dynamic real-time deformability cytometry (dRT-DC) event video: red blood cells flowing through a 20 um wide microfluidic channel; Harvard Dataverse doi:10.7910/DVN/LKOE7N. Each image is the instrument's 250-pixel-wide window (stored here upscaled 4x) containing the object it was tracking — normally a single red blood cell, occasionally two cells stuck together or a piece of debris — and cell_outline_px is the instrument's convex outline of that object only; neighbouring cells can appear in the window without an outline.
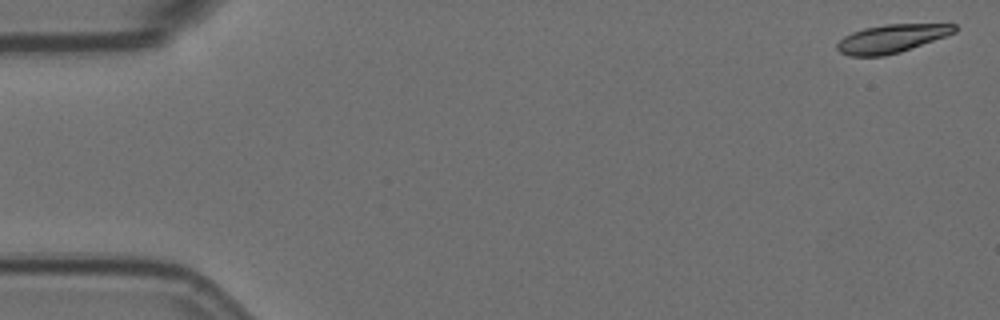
{"species": "Egyptian fruit bat (a non-hibernating species)", "species_latin": "Rousettus aegyptiacus", "temperature_condition": "room temperature", "stored_images_in_passage": 15, "camera_frame_rate_fps": 3000, "um_per_image_px": 0.085, "animal": {"sex": "female"}, "frame": {"image": 1, "passage_image": 1, "time_ms": 0.0, "image_size_px": [1000, 320], "cell_outline_px": [[956, 32], [900, 52], [884, 56], [848, 56], [840, 52], [836, 48], [836, 44], [844, 36], [852, 32], [864, 28], [884, 24], [956, 24]], "centroid_in_image_um": [75.74, 3.28], "position_along_channel_um": 9.3, "area_um2": 19.25}}
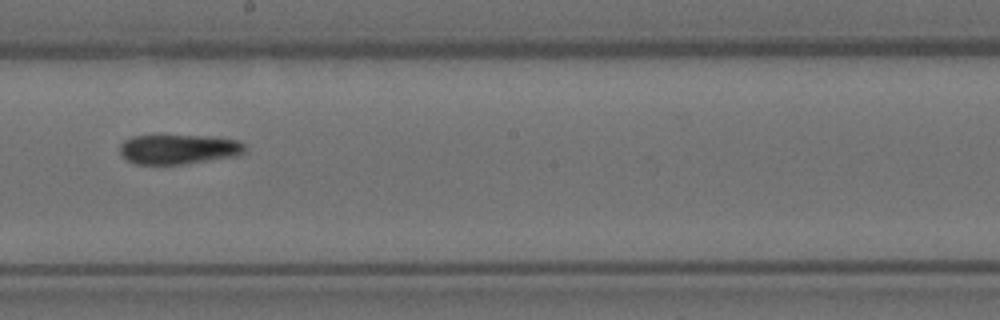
{"frame": {"image": 2, "passage_image": 9, "time_ms": 2.667, "image_size_px": [1000, 320], "cell_outline_px": [[244, 152], [240, 156], [180, 164], [136, 164], [120, 156], [120, 144], [124, 140], [132, 136], [216, 136], [240, 140], [244, 144]], "centroid_in_image_um": [15.2, 12.68], "position_along_channel_um": 233.0, "area_um2": 21.79}}
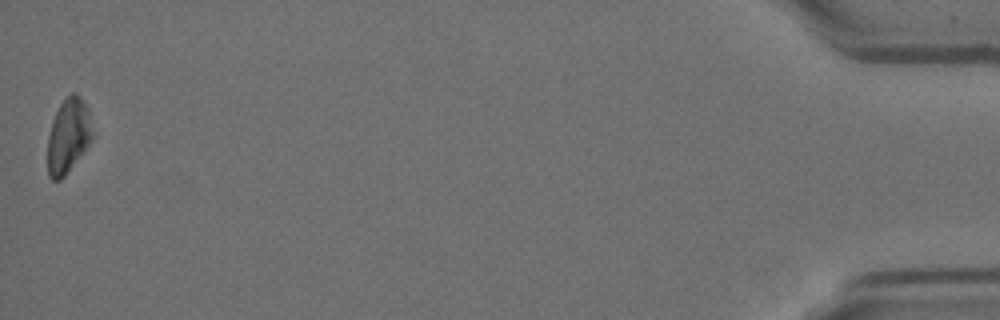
{"frame": {"image": 3, "passage_image": 15, "time_ms": 4.667, "image_size_px": [1000, 320], "cell_outline_px": [[96, 132], [92, 140], [64, 176], [60, 180], [52, 180], [48, 176], [48, 136], [52, 120], [60, 104], [72, 92], [76, 92], [80, 96], [88, 108]], "centroid_in_image_um": [5.84, 11.51], "position_along_channel_um": 429.4, "area_um2": 19.71}}